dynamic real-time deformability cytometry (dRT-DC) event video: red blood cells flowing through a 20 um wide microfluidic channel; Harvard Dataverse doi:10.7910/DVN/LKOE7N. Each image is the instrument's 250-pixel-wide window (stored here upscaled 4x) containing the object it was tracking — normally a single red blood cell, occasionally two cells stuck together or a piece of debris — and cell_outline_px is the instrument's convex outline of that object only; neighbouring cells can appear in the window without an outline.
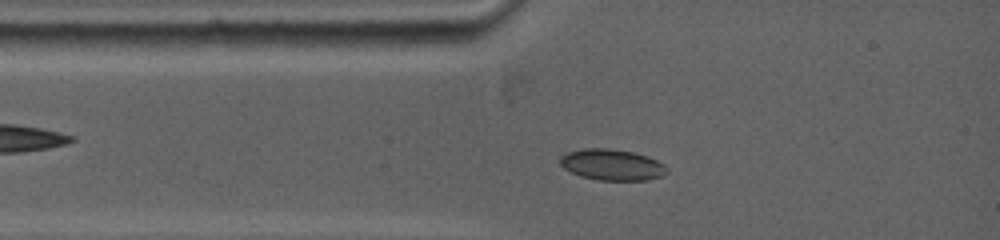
{"species": "common noctule bat (a hibernating species)", "species_latin": "Nyctalus noctula", "temperature_condition": "warm", "stored_images_in_passage": 50, "camera_frame_rate_fps": 5000, "um_per_image_px": 0.085, "animal": {"sex": "female", "body_mass_g": 19.0, "forearm_length_mm": 53.3}, "frame": {"image": 1, "passage_image": 4, "time_ms": 1.2, "image_size_px": [1000, 240], "cell_outline_px": [[668, 172], [664, 176], [648, 180], [600, 180], [580, 176], [564, 168], [560, 164], [560, 156], [568, 152], [584, 148], [612, 148], [632, 152], [648, 156], [664, 164], [668, 168]], "centroid_in_image_um": [52.05, 14.0], "position_along_channel_um": 32.9, "area_um2": 19.48}}
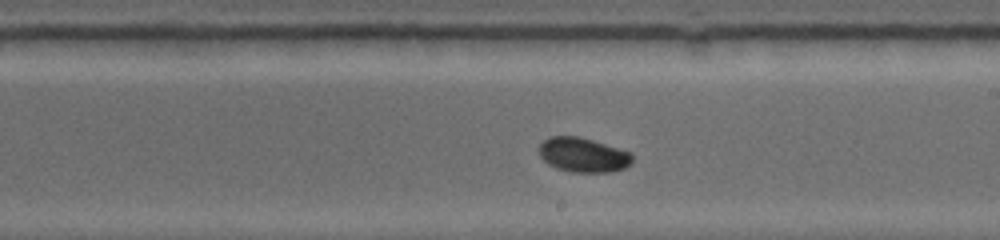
{"frame": {"image": 2, "passage_image": 22, "time_ms": 6.6, "image_size_px": [1000, 240], "cell_outline_px": [[632, 164], [624, 168], [612, 172], [572, 172], [556, 168], [548, 164], [536, 152], [536, 148], [544, 140], [552, 136], [580, 136], [632, 152]], "centroid_in_image_um": [49.55, 13.16], "position_along_channel_um": 239.5, "area_um2": 19.07}}
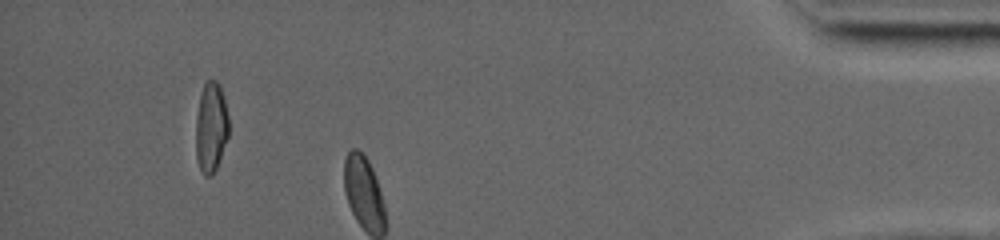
{"frame": {"image": 3, "passage_image": 45, "time_ms": 12.2, "image_size_px": [1000, 240], "cell_outline_px": [[228, 136], [216, 168], [212, 176], [204, 176], [196, 160], [196, 116], [200, 92], [204, 84], [208, 80], [216, 80], [220, 84], [228, 116]], "centroid_in_image_um": [17.92, 10.81], "position_along_channel_um": 417.3, "area_um2": 17.34}, "authors_computed_cell_mechanics": {"area_um2": 18.5249, "velocity_mm_per_s": 3.8762, "shape_relaxation_time_tau1_ms": 4.5642, "shape_relaxation_time_tau2_ms": null, "deformation_change_tau1": 0.0773, "deformation_change_tau2": null}}